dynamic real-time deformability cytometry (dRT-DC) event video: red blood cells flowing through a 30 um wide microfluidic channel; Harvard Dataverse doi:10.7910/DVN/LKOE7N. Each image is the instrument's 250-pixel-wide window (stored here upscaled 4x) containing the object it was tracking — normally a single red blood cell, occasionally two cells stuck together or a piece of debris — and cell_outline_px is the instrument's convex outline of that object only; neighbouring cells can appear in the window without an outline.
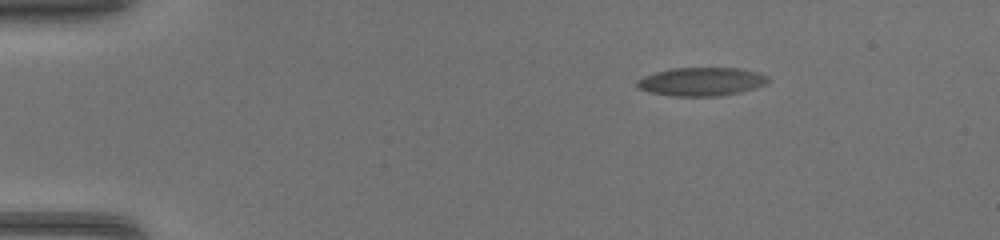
{"species": "common noctule bat (a hibernating species)", "species_latin": "Nyctalus noctula", "temperature_condition": "warm", "stored_images_in_passage": 41, "camera_frame_rate_fps": 3000, "um_per_image_px": 0.085, "animal": {"sex": "female", "body_mass_g": 17.0, "forearm_length_mm": 48.0}, "frame": {"image": 1, "passage_image": 1, "time_ms": 0.0, "image_size_px": [1000, 240], "cell_outline_px": [[772, 80], [756, 88], [740, 92], [720, 96], [672, 96], [648, 92], [640, 88], [636, 84], [636, 80], [644, 76], [656, 72], [672, 68], [740, 68], [760, 72], [768, 76]], "centroid_in_image_um": [59.66, 6.94], "position_along_channel_um": 25.3, "area_um2": 21.91}}
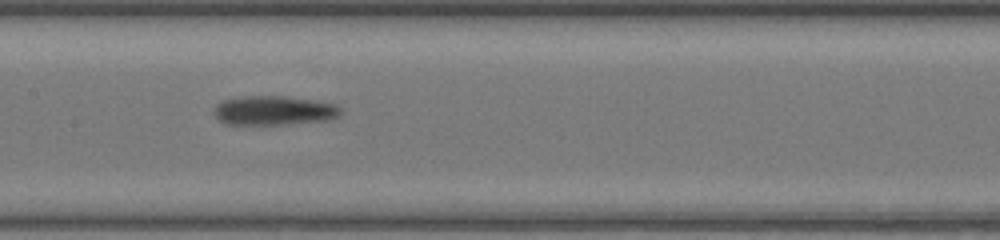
{"frame": {"image": 2, "passage_image": 18, "time_ms": 5.667, "image_size_px": [1000, 240], "cell_outline_px": [[344, 112], [340, 116], [332, 120], [288, 124], [228, 124], [220, 120], [212, 112], [212, 108], [220, 100], [244, 96], [288, 96], [316, 100], [336, 104], [344, 108]], "centroid_in_image_um": [23.35, 9.38], "position_along_channel_um": 184.0, "area_um2": 22.2}}
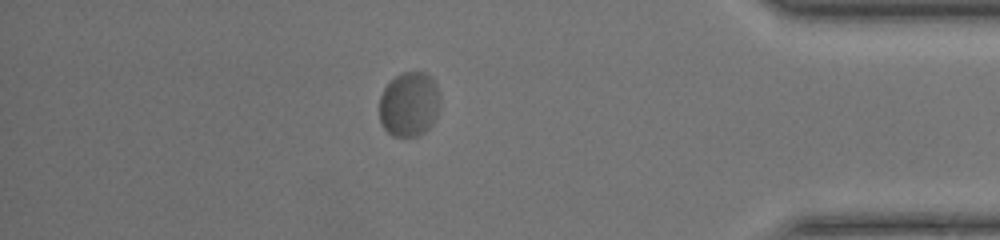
{"frame": {"image": 3, "passage_image": 35, "time_ms": 11.333, "image_size_px": [1000, 240], "cell_outline_px": [[440, 108], [436, 120], [420, 136], [392, 136], [380, 124], [380, 96], [384, 88], [396, 76], [404, 72], [424, 72], [432, 76], [436, 84], [440, 96]], "centroid_in_image_um": [34.81, 8.87], "position_along_channel_um": 400.4, "area_um2": 23.24}}